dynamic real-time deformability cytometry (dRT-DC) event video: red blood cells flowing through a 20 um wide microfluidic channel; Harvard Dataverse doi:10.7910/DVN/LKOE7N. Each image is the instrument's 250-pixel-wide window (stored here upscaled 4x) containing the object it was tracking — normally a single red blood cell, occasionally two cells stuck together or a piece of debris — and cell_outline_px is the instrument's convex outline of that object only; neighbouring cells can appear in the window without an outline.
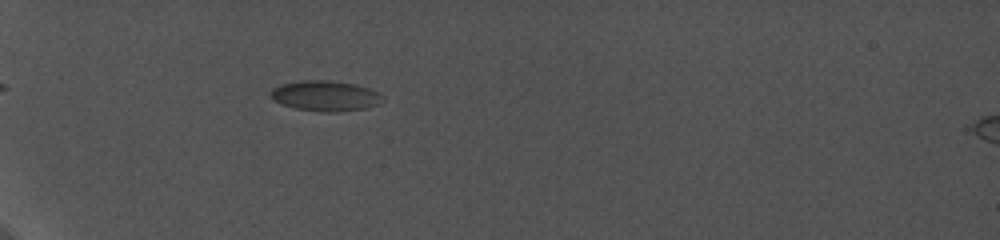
{"species": "common noctule bat (a hibernating species)", "species_latin": "Nyctalus noctula", "temperature_condition": "cold", "stored_images_in_passage": 28, "camera_frame_rate_fps": 5000, "um_per_image_px": 0.085, "animal": {"sex": "female", "body_mass_g": 19.0, "forearm_length_mm": 56.7}, "frame": {"image": 1, "passage_image": 13, "time_ms": 4.8, "image_size_px": [1000, 240], "cell_outline_px": [[384, 100], [376, 104], [364, 108], [336, 112], [324, 112], [296, 108], [272, 100], [268, 92], [272, 88], [280, 84], [304, 80], [328, 80], [356, 84], [380, 92]], "centroid_in_image_um": [27.63, 8.13], "position_along_channel_um": 57.4, "area_um2": 19.83}}